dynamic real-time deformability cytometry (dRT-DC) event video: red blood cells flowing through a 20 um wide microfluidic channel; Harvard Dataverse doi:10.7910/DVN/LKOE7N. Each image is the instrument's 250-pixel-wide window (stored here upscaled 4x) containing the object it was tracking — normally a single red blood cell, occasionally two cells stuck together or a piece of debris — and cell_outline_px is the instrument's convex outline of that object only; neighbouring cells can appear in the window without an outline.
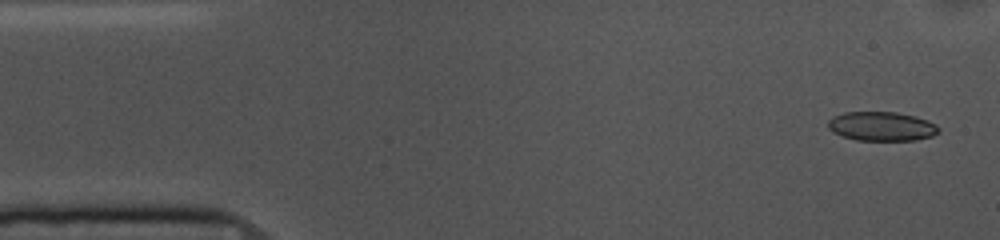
{"species": "common noctule bat (a hibernating species)", "species_latin": "Nyctalus noctula", "temperature_condition": "cold", "stored_images_in_passage": 53, "camera_frame_rate_fps": 3000, "um_per_image_px": 0.085, "animal": {"sex": "female", "body_mass_g": 10.0, "forearm_length_mm": 53.1}, "frame": {"image": 1, "passage_image": 2, "time_ms": 0.333, "image_size_px": [1000, 240], "cell_outline_px": [[940, 132], [932, 136], [916, 140], [856, 140], [840, 136], [832, 132], [828, 128], [828, 120], [832, 116], [844, 112], [896, 112], [916, 116], [928, 120], [936, 124], [940, 128]], "centroid_in_image_um": [74.93, 10.73], "position_along_channel_um": 10.1, "area_um2": 19.07}}
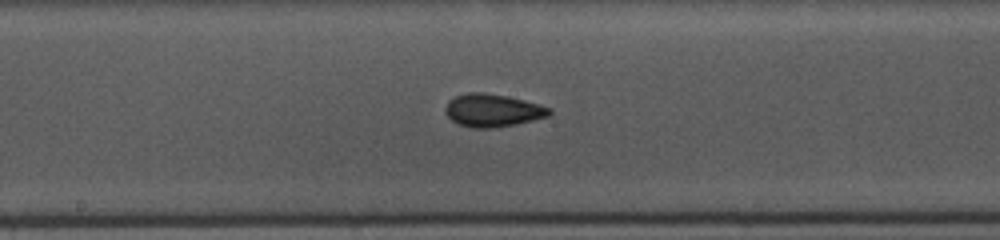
{"frame": {"image": 2, "passage_image": 26, "time_ms": 8.333, "image_size_px": [1000, 240], "cell_outline_px": [[552, 112], [548, 116], [516, 124], [492, 128], [472, 128], [456, 124], [444, 112], [444, 108], [448, 100], [456, 96], [468, 92], [484, 92], [508, 96], [540, 104], [552, 108]], "centroid_in_image_um": [41.85, 9.38], "position_along_channel_um": 206.3, "area_um2": 20.11}}
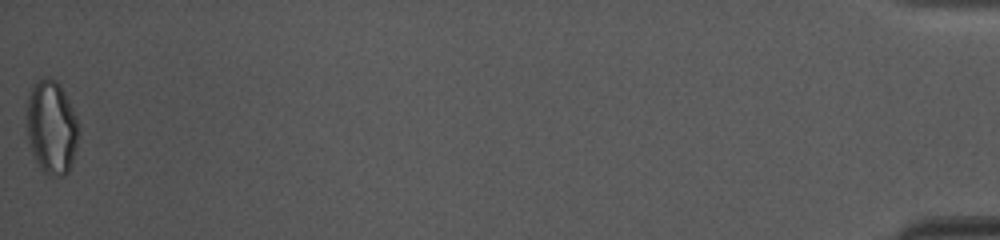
{"frame": {"image": 3, "passage_image": 53, "time_ms": 17.333, "image_size_px": [1000, 240], "cell_outline_px": [[80, 132], [76, 148], [68, 172], [64, 176], [48, 176], [40, 168], [32, 152], [28, 140], [28, 96], [36, 80], [48, 76], [56, 80], [64, 92], [76, 120]], "centroid_in_image_um": [4.39, 10.84], "position_along_channel_um": 430.8, "area_um2": 27.92}, "authors_computed_cell_mechanics": {"area_um2": 19.4208, "velocity_mm_per_s": 3.6713, "shape_relaxation_time_tau1_ms": 3.5382, "shape_relaxation_time_tau2_ms": 2.3538, "deformation_change_tau1": 0.0944, "deformation_change_tau2": 0.069}}